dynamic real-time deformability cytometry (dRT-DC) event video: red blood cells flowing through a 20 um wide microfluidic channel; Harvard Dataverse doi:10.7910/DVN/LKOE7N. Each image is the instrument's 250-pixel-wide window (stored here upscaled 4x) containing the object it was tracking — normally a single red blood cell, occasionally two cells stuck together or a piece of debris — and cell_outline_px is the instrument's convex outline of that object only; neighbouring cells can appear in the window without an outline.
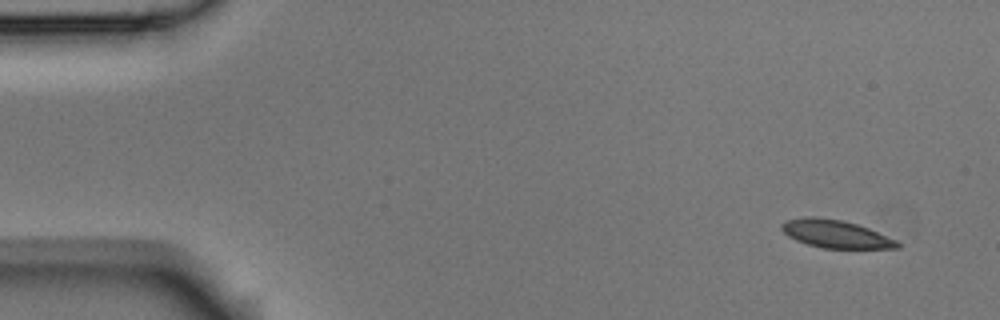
{"species": "Egyptian fruit bat (a non-hibernating species)", "species_latin": "Rousettus aegyptiacus", "temperature_condition": "room temperature", "stored_images_in_passage": 5, "camera_frame_rate_fps": 3000, "um_per_image_px": 0.085, "animal": {"sex": "male"}, "frame": {"image": 1, "passage_image": 1, "time_ms": 0.0, "image_size_px": [1000, 320], "cell_outline_px": [[900, 248], [824, 248], [808, 244], [796, 240], [788, 236], [780, 228], [780, 224], [784, 220], [804, 216], [816, 216], [840, 220], [856, 224], [868, 228], [896, 240], [900, 244]], "centroid_in_image_um": [70.97, 19.87], "position_along_channel_um": 14.0, "area_um2": 18.73}}
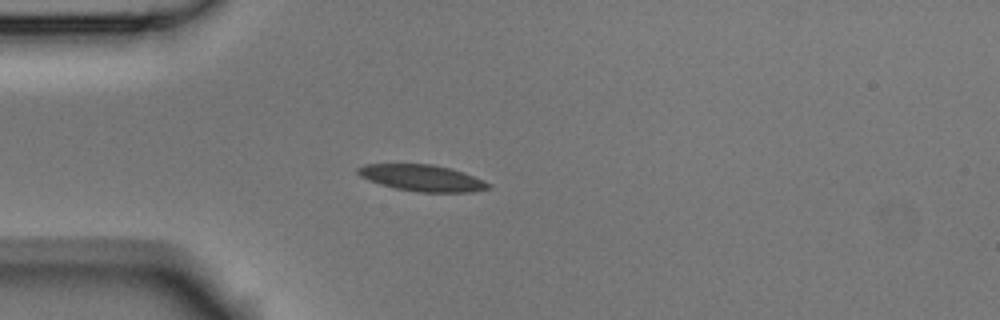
{"frame": {"image": 2, "passage_image": 4, "time_ms": 1.0, "image_size_px": [1000, 320], "cell_outline_px": [[492, 188], [472, 192], [420, 192], [396, 188], [380, 184], [368, 180], [360, 176], [356, 172], [356, 168], [364, 164], [432, 164], [448, 168], [484, 180], [492, 184]], "centroid_in_image_um": [35.87, 15.13], "position_along_channel_um": 49.1, "area_um2": 20.0}}